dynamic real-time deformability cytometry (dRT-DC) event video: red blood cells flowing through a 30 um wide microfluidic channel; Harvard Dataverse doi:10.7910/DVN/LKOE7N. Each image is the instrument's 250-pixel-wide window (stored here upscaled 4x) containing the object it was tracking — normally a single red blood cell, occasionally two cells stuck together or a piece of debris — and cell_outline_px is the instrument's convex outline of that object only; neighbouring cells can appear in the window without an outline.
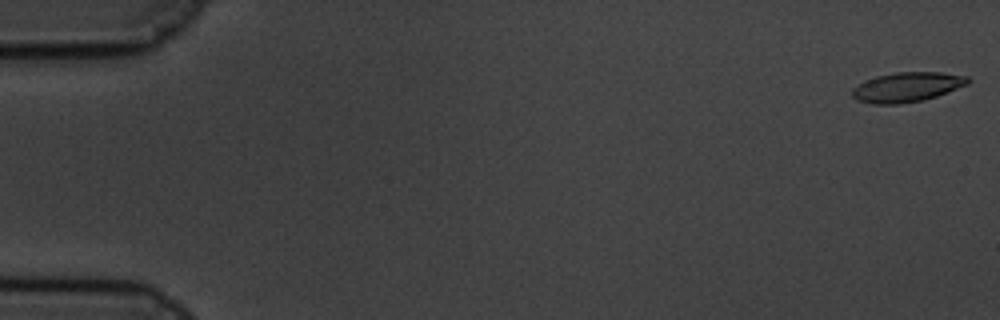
{"species": "common noctule bat (a hibernating species)", "species_latin": "Nyctalus noctula", "temperature_condition": "cold", "stored_images_in_passage": 60, "camera_frame_rate_fps": 3000, "um_per_image_px": 0.085, "animal": {"sex": "male", "body_mass_g": 19.5, "forearm_length_mm": 54.6}, "frame": {"image": 1, "passage_image": 1, "time_ms": 0.0, "image_size_px": [1000, 320], "cell_outline_px": [[972, 80], [968, 84], [936, 96], [924, 100], [900, 104], [872, 104], [856, 100], [852, 96], [852, 88], [864, 80], [876, 76], [896, 72], [940, 72], [968, 76]], "centroid_in_image_um": [77.08, 7.4], "position_along_channel_um": 7.9, "area_um2": 20.17}}
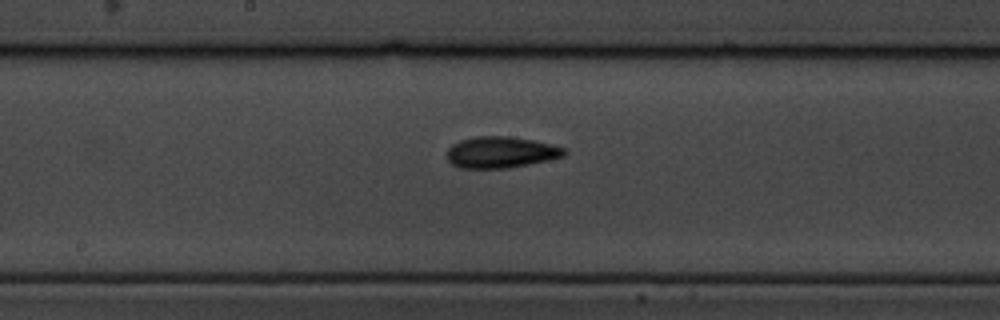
{"frame": {"image": 2, "passage_image": 32, "time_ms": 10.333, "image_size_px": [1000, 320], "cell_outline_px": [[568, 152], [564, 156], [548, 160], [508, 168], [460, 168], [452, 164], [448, 160], [448, 148], [452, 144], [460, 140], [476, 136], [508, 136], [532, 140], [552, 144], [564, 148]], "centroid_in_image_um": [42.57, 12.94], "position_along_channel_um": 205.6, "area_um2": 21.39}}
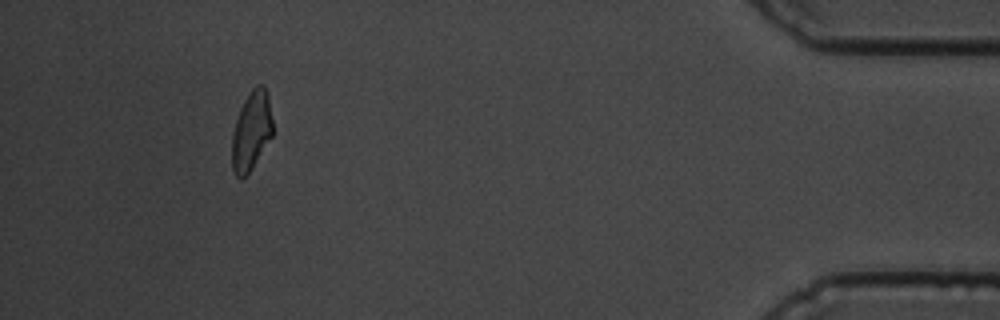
{"frame": {"image": 3, "passage_image": 56, "time_ms": 18.333, "image_size_px": [1000, 320], "cell_outline_px": [[272, 136], [252, 168], [240, 180], [236, 176], [232, 168], [232, 132], [240, 108], [244, 100], [252, 88], [256, 84], [264, 84], [268, 92], [272, 120]], "centroid_in_image_um": [21.37, 11.09], "position_along_channel_um": 413.8, "area_um2": 18.84}, "authors_computed_cell_mechanics": {"area_um2": 20.1144, "velocity_mm_per_s": 3.3427, "shape_relaxation_time_tau1_ms": 4.0284, "shape_relaxation_time_tau2_ms": 3.5916, "deformation_change_tau1": 0.1122, "deformation_change_tau2": 0.0982}}